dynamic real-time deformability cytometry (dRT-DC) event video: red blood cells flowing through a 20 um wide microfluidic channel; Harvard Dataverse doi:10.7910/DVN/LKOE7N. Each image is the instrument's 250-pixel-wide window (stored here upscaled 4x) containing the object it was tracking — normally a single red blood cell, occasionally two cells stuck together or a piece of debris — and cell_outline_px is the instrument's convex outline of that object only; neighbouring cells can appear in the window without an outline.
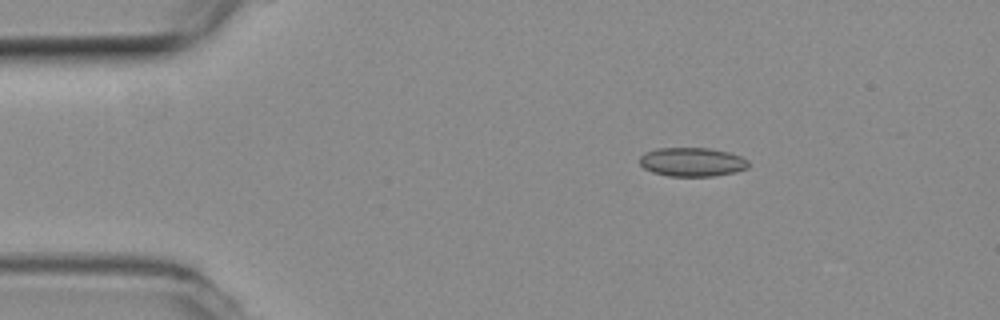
{"species": "common noctule bat (a hibernating species)", "species_latin": "Nyctalus noctula", "temperature_condition": "room temperature", "stored_images_in_passage": 3, "camera_frame_rate_fps": 3000, "um_per_image_px": 0.085, "animal": {"sex": "female", "body_mass_g": 19.3, "forearm_length_mm": 54.1}, "frame": {"image": 1, "passage_image": 1, "time_ms": 0.0, "image_size_px": [1000, 320], "cell_outline_px": [[748, 168], [736, 172], [712, 176], [668, 176], [652, 172], [644, 168], [640, 164], [640, 156], [644, 152], [656, 148], [708, 148], [728, 152], [740, 156], [748, 160]], "centroid_in_image_um": [58.81, 13.77], "position_along_channel_um": 26.2, "area_um2": 18.38}}
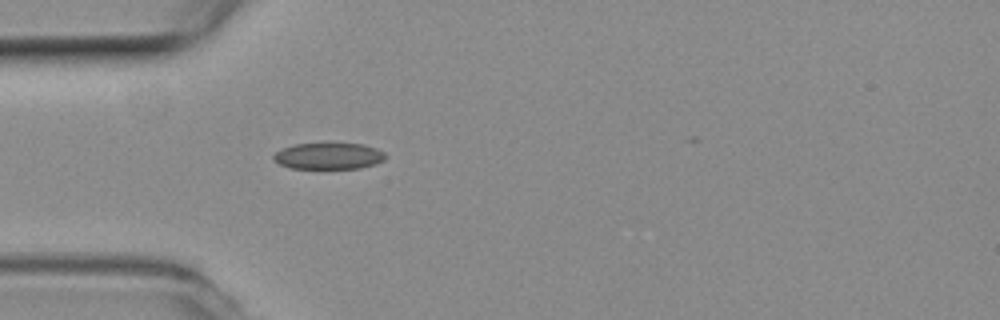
{"frame": {"image": 2, "passage_image": 3, "time_ms": 0.667, "image_size_px": [1000, 320], "cell_outline_px": [[384, 160], [376, 164], [360, 168], [288, 168], [272, 160], [272, 156], [276, 152], [284, 148], [296, 144], [364, 144], [376, 148], [384, 152]], "centroid_in_image_um": [27.92, 13.27], "position_along_channel_um": 57.1, "area_um2": 17.05}}